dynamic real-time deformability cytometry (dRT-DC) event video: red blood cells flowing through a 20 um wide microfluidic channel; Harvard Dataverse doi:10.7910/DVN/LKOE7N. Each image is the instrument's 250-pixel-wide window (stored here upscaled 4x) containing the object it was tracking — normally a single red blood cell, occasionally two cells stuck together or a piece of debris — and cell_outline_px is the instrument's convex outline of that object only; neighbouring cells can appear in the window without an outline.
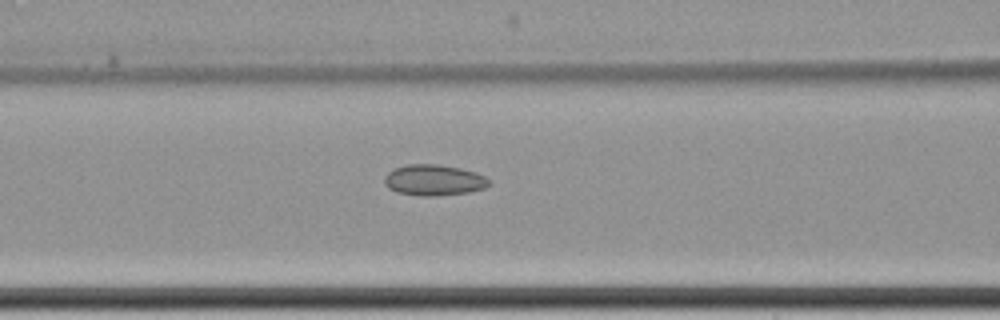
{"species": "common noctule bat (a hibernating species)", "species_latin": "Nyctalus noctula", "temperature_condition": "cold", "stored_images_in_passage": 8, "segment_of_instrument_passage": [2, 2], "camera_frame_rate_fps": 3000, "um_per_image_px": 0.085, "animal": {"sex": "female", "body_mass_g": 22.7, "forearm_length_mm": 54.2}, "frame": {"image": 1, "passage_image": 8, "time_ms": 9.333, "image_size_px": [1000, 320], "cell_outline_px": [[488, 184], [484, 188], [468, 192], [436, 196], [420, 196], [396, 192], [388, 188], [384, 184], [384, 176], [392, 168], [408, 164], [440, 164], [460, 168], [476, 172], [484, 176], [488, 180]], "centroid_in_image_um": [36.82, 15.3], "position_along_channel_um": 129.8, "area_um2": 18.96}}